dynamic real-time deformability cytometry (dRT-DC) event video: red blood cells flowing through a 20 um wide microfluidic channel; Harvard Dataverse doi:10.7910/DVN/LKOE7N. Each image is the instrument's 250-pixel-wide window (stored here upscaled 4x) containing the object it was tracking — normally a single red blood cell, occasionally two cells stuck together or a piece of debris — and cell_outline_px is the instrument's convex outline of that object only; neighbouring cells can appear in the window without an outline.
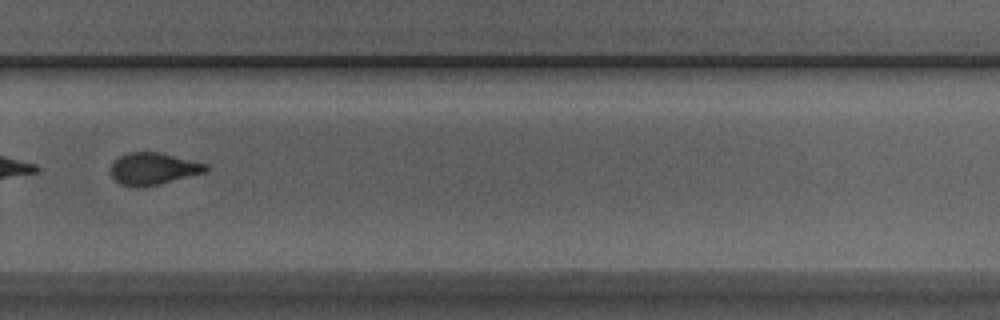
{"species": "Egyptian fruit bat (a non-hibernating species)", "species_latin": "Rousettus aegyptiacus", "temperature_condition": "room temperature", "stored_images_in_passage": 35, "camera_frame_rate_fps": 3000, "um_per_image_px": 0.085, "animal": {"sex": "male"}, "frame": {"image": 1, "passage_image": 25, "time_ms": 8.0, "image_size_px": [1000, 320], "cell_outline_px": [[208, 168], [204, 172], [156, 184], [120, 184], [112, 176], [112, 164], [120, 156], [128, 152], [160, 152], [208, 164]], "centroid_in_image_um": [13.05, 14.28], "position_along_channel_um": 316.7, "area_um2": 16.82}, "authors_computed_cell_mechanics": {"area_um2": 18.3804, "velocity_mm_per_s": 3.9664, "shape_relaxation_time_tau1_ms": 9.4403, "shape_relaxation_time_tau2_ms": 1.5657, "deformation_change_tau1": 0.1719, "deformation_change_tau2": 0.0779}}